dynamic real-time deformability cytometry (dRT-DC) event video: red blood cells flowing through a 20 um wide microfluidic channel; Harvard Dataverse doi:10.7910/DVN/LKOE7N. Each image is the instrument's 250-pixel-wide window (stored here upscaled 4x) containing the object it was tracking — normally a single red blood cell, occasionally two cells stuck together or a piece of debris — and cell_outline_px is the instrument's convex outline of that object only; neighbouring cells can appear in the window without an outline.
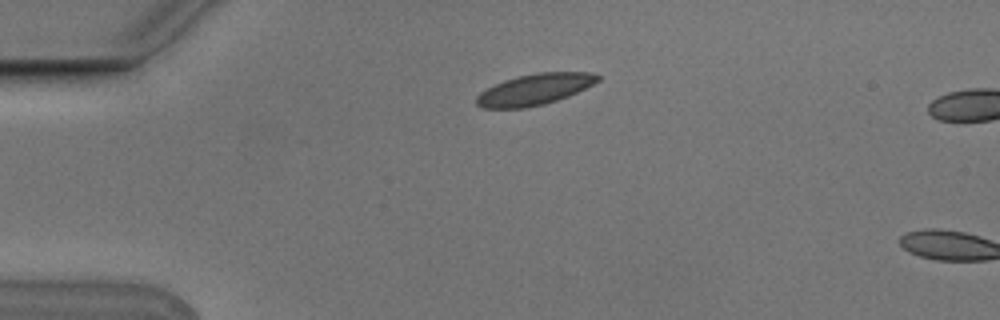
{"species": "Egyptian fruit bat (a non-hibernating species)", "species_latin": "Rousettus aegyptiacus", "temperature_condition": "cold", "stored_images_in_passage": 2, "camera_frame_rate_fps": 3000, "um_per_image_px": 0.085, "animal": {"sex": "male"}, "frame": {"image": 1, "passage_image": 1, "time_ms": 0.0, "image_size_px": [1000, 320], "cell_outline_px": [[600, 80], [568, 96], [544, 104], [524, 108], [484, 108], [476, 104], [476, 96], [480, 92], [504, 80], [516, 76], [536, 72], [592, 72], [600, 76]], "centroid_in_image_um": [45.43, 7.59], "position_along_channel_um": 39.6, "area_um2": 21.85}}